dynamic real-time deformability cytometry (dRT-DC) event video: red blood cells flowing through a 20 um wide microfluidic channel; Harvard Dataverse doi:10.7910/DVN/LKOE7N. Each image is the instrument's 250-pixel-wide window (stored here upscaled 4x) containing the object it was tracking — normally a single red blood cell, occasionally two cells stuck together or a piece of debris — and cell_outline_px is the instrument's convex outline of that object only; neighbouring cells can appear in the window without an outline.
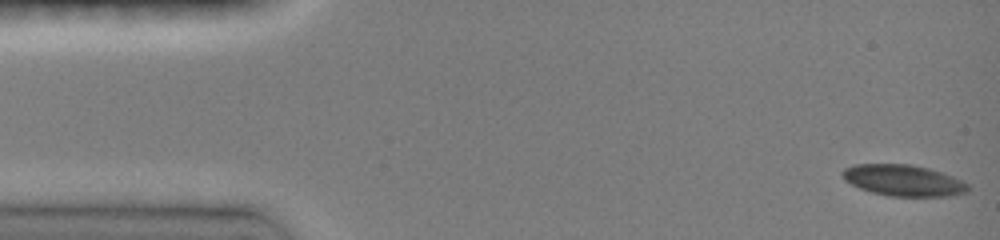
{"species": "common noctule bat (a hibernating species)", "species_latin": "Nyctalus noctula", "temperature_condition": "room temperature", "stored_images_in_passage": 21, "camera_frame_rate_fps": 3000, "um_per_image_px": 0.085, "animal": {"sex": "female", "body_mass_g": 19.0, "forearm_length_mm": 51.5}, "frame": {"image": 1, "passage_image": 1, "time_ms": 0.0, "image_size_px": [1000, 240], "cell_outline_px": [[968, 192], [952, 196], [888, 196], [872, 192], [860, 188], [844, 180], [840, 172], [844, 168], [856, 164], [912, 164], [944, 172], [968, 184]], "centroid_in_image_um": [76.78, 15.33], "position_along_channel_um": 8.2, "area_um2": 22.95}}
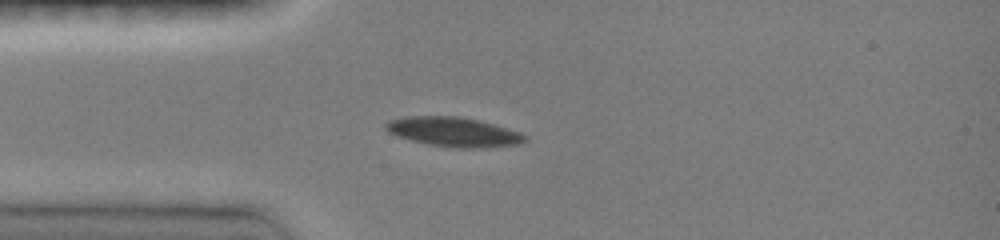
{"frame": {"image": 2, "passage_image": 10, "time_ms": 3.667, "image_size_px": [1000, 240], "cell_outline_px": [[528, 140], [520, 144], [484, 148], [456, 148], [428, 144], [396, 136], [388, 132], [384, 128], [384, 124], [388, 120], [404, 116], [460, 116], [480, 120], [520, 132], [528, 136]], "centroid_in_image_um": [38.56, 11.21], "position_along_channel_um": 46.4, "area_um2": 24.22}}
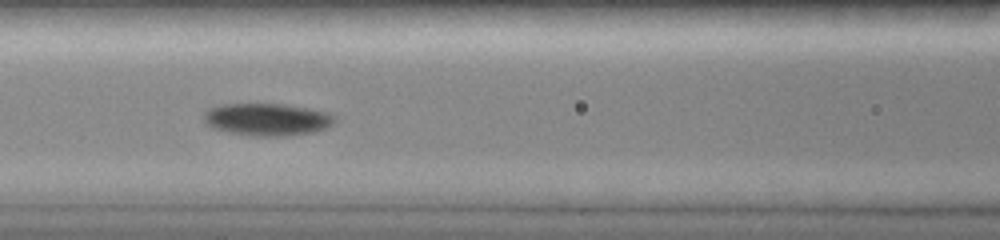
{"frame": {"image": 3, "passage_image": 17, "time_ms": 6.333, "image_size_px": [1000, 240], "cell_outline_px": [[336, 120], [332, 124], [316, 132], [288, 136], [252, 136], [212, 128], [204, 120], [204, 112], [208, 108], [220, 104], [284, 104], [308, 108], [328, 112], [336, 116]], "centroid_in_image_um": [22.73, 10.15], "position_along_channel_um": 143.9, "area_um2": 24.8}}